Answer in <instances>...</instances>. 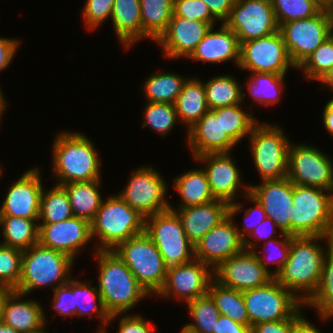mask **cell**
<instances>
[{
    "instance_id": "cell-58",
    "label": "cell",
    "mask_w": 333,
    "mask_h": 333,
    "mask_svg": "<svg viewBox=\"0 0 333 333\" xmlns=\"http://www.w3.org/2000/svg\"><path fill=\"white\" fill-rule=\"evenodd\" d=\"M300 310H302V307L294 313L293 333H322L315 325L302 316L303 314Z\"/></svg>"
},
{
    "instance_id": "cell-59",
    "label": "cell",
    "mask_w": 333,
    "mask_h": 333,
    "mask_svg": "<svg viewBox=\"0 0 333 333\" xmlns=\"http://www.w3.org/2000/svg\"><path fill=\"white\" fill-rule=\"evenodd\" d=\"M326 103L323 110V123L328 133L333 136V98Z\"/></svg>"
},
{
    "instance_id": "cell-11",
    "label": "cell",
    "mask_w": 333,
    "mask_h": 333,
    "mask_svg": "<svg viewBox=\"0 0 333 333\" xmlns=\"http://www.w3.org/2000/svg\"><path fill=\"white\" fill-rule=\"evenodd\" d=\"M249 325L290 318L304 303L275 279L268 284L243 291Z\"/></svg>"
},
{
    "instance_id": "cell-8",
    "label": "cell",
    "mask_w": 333,
    "mask_h": 333,
    "mask_svg": "<svg viewBox=\"0 0 333 333\" xmlns=\"http://www.w3.org/2000/svg\"><path fill=\"white\" fill-rule=\"evenodd\" d=\"M145 233L158 248L167 267L195 259V245L187 238L178 214L168 209L145 218Z\"/></svg>"
},
{
    "instance_id": "cell-60",
    "label": "cell",
    "mask_w": 333,
    "mask_h": 333,
    "mask_svg": "<svg viewBox=\"0 0 333 333\" xmlns=\"http://www.w3.org/2000/svg\"><path fill=\"white\" fill-rule=\"evenodd\" d=\"M9 288H0V323L3 322L4 306L7 296L12 292Z\"/></svg>"
},
{
    "instance_id": "cell-66",
    "label": "cell",
    "mask_w": 333,
    "mask_h": 333,
    "mask_svg": "<svg viewBox=\"0 0 333 333\" xmlns=\"http://www.w3.org/2000/svg\"><path fill=\"white\" fill-rule=\"evenodd\" d=\"M44 327L45 326H43L41 329H39V330H37L35 332H32V333H47L46 331H44L45 330Z\"/></svg>"
},
{
    "instance_id": "cell-6",
    "label": "cell",
    "mask_w": 333,
    "mask_h": 333,
    "mask_svg": "<svg viewBox=\"0 0 333 333\" xmlns=\"http://www.w3.org/2000/svg\"><path fill=\"white\" fill-rule=\"evenodd\" d=\"M73 263L74 259L69 255L37 243L23 250L21 276L15 291L25 296L48 285L55 290L71 279Z\"/></svg>"
},
{
    "instance_id": "cell-18",
    "label": "cell",
    "mask_w": 333,
    "mask_h": 333,
    "mask_svg": "<svg viewBox=\"0 0 333 333\" xmlns=\"http://www.w3.org/2000/svg\"><path fill=\"white\" fill-rule=\"evenodd\" d=\"M213 275L221 285L241 292L264 286L274 279L254 252L245 249L222 262L213 270Z\"/></svg>"
},
{
    "instance_id": "cell-45",
    "label": "cell",
    "mask_w": 333,
    "mask_h": 333,
    "mask_svg": "<svg viewBox=\"0 0 333 333\" xmlns=\"http://www.w3.org/2000/svg\"><path fill=\"white\" fill-rule=\"evenodd\" d=\"M23 251L0 244V288L15 290L18 287Z\"/></svg>"
},
{
    "instance_id": "cell-19",
    "label": "cell",
    "mask_w": 333,
    "mask_h": 333,
    "mask_svg": "<svg viewBox=\"0 0 333 333\" xmlns=\"http://www.w3.org/2000/svg\"><path fill=\"white\" fill-rule=\"evenodd\" d=\"M258 185H249V192L263 207L266 216L280 229V234L291 235L293 183L287 178L262 180Z\"/></svg>"
},
{
    "instance_id": "cell-21",
    "label": "cell",
    "mask_w": 333,
    "mask_h": 333,
    "mask_svg": "<svg viewBox=\"0 0 333 333\" xmlns=\"http://www.w3.org/2000/svg\"><path fill=\"white\" fill-rule=\"evenodd\" d=\"M41 178L38 167H33L12 183L5 193L0 216L39 219L40 198L44 188Z\"/></svg>"
},
{
    "instance_id": "cell-67",
    "label": "cell",
    "mask_w": 333,
    "mask_h": 333,
    "mask_svg": "<svg viewBox=\"0 0 333 333\" xmlns=\"http://www.w3.org/2000/svg\"><path fill=\"white\" fill-rule=\"evenodd\" d=\"M3 169L0 167V177L2 176Z\"/></svg>"
},
{
    "instance_id": "cell-52",
    "label": "cell",
    "mask_w": 333,
    "mask_h": 333,
    "mask_svg": "<svg viewBox=\"0 0 333 333\" xmlns=\"http://www.w3.org/2000/svg\"><path fill=\"white\" fill-rule=\"evenodd\" d=\"M280 231L277 225L268 217H266L259 225L254 228L250 234L243 240L244 249L248 251H253L258 243L255 240H270L275 237L274 231ZM251 237L252 240L249 238Z\"/></svg>"
},
{
    "instance_id": "cell-63",
    "label": "cell",
    "mask_w": 333,
    "mask_h": 333,
    "mask_svg": "<svg viewBox=\"0 0 333 333\" xmlns=\"http://www.w3.org/2000/svg\"><path fill=\"white\" fill-rule=\"evenodd\" d=\"M2 90L0 89V120L2 117L3 112L6 110L7 107V101L4 99V96L1 92Z\"/></svg>"
},
{
    "instance_id": "cell-64",
    "label": "cell",
    "mask_w": 333,
    "mask_h": 333,
    "mask_svg": "<svg viewBox=\"0 0 333 333\" xmlns=\"http://www.w3.org/2000/svg\"><path fill=\"white\" fill-rule=\"evenodd\" d=\"M325 7L333 8V0H318Z\"/></svg>"
},
{
    "instance_id": "cell-42",
    "label": "cell",
    "mask_w": 333,
    "mask_h": 333,
    "mask_svg": "<svg viewBox=\"0 0 333 333\" xmlns=\"http://www.w3.org/2000/svg\"><path fill=\"white\" fill-rule=\"evenodd\" d=\"M186 304L194 322L185 326L200 333H213L220 312L211 295L207 293Z\"/></svg>"
},
{
    "instance_id": "cell-55",
    "label": "cell",
    "mask_w": 333,
    "mask_h": 333,
    "mask_svg": "<svg viewBox=\"0 0 333 333\" xmlns=\"http://www.w3.org/2000/svg\"><path fill=\"white\" fill-rule=\"evenodd\" d=\"M20 40L0 37V71L6 69L19 46Z\"/></svg>"
},
{
    "instance_id": "cell-4",
    "label": "cell",
    "mask_w": 333,
    "mask_h": 333,
    "mask_svg": "<svg viewBox=\"0 0 333 333\" xmlns=\"http://www.w3.org/2000/svg\"><path fill=\"white\" fill-rule=\"evenodd\" d=\"M333 193L293 184L291 236L333 237Z\"/></svg>"
},
{
    "instance_id": "cell-49",
    "label": "cell",
    "mask_w": 333,
    "mask_h": 333,
    "mask_svg": "<svg viewBox=\"0 0 333 333\" xmlns=\"http://www.w3.org/2000/svg\"><path fill=\"white\" fill-rule=\"evenodd\" d=\"M114 0H86L82 16L88 30L101 25L112 15Z\"/></svg>"
},
{
    "instance_id": "cell-32",
    "label": "cell",
    "mask_w": 333,
    "mask_h": 333,
    "mask_svg": "<svg viewBox=\"0 0 333 333\" xmlns=\"http://www.w3.org/2000/svg\"><path fill=\"white\" fill-rule=\"evenodd\" d=\"M39 219H29L15 216H0L2 235L0 243L8 247L26 250L38 243Z\"/></svg>"
},
{
    "instance_id": "cell-65",
    "label": "cell",
    "mask_w": 333,
    "mask_h": 333,
    "mask_svg": "<svg viewBox=\"0 0 333 333\" xmlns=\"http://www.w3.org/2000/svg\"><path fill=\"white\" fill-rule=\"evenodd\" d=\"M180 333H200V332H197V331H194L190 328H187L185 325L182 327Z\"/></svg>"
},
{
    "instance_id": "cell-5",
    "label": "cell",
    "mask_w": 333,
    "mask_h": 333,
    "mask_svg": "<svg viewBox=\"0 0 333 333\" xmlns=\"http://www.w3.org/2000/svg\"><path fill=\"white\" fill-rule=\"evenodd\" d=\"M103 200L91 222L92 239L99 238L97 251H113L120 243L145 232V217L118 194Z\"/></svg>"
},
{
    "instance_id": "cell-54",
    "label": "cell",
    "mask_w": 333,
    "mask_h": 333,
    "mask_svg": "<svg viewBox=\"0 0 333 333\" xmlns=\"http://www.w3.org/2000/svg\"><path fill=\"white\" fill-rule=\"evenodd\" d=\"M293 327L294 314L288 319L255 324L251 327V333H293Z\"/></svg>"
},
{
    "instance_id": "cell-23",
    "label": "cell",
    "mask_w": 333,
    "mask_h": 333,
    "mask_svg": "<svg viewBox=\"0 0 333 333\" xmlns=\"http://www.w3.org/2000/svg\"><path fill=\"white\" fill-rule=\"evenodd\" d=\"M229 153H207L194 159L206 163L203 168L215 199L228 204L235 202L241 187V174Z\"/></svg>"
},
{
    "instance_id": "cell-22",
    "label": "cell",
    "mask_w": 333,
    "mask_h": 333,
    "mask_svg": "<svg viewBox=\"0 0 333 333\" xmlns=\"http://www.w3.org/2000/svg\"><path fill=\"white\" fill-rule=\"evenodd\" d=\"M212 26L209 23L172 16L165 32L156 41L163 56L188 58Z\"/></svg>"
},
{
    "instance_id": "cell-15",
    "label": "cell",
    "mask_w": 333,
    "mask_h": 333,
    "mask_svg": "<svg viewBox=\"0 0 333 333\" xmlns=\"http://www.w3.org/2000/svg\"><path fill=\"white\" fill-rule=\"evenodd\" d=\"M240 69L257 73L286 74L295 68L280 31L240 44Z\"/></svg>"
},
{
    "instance_id": "cell-30",
    "label": "cell",
    "mask_w": 333,
    "mask_h": 333,
    "mask_svg": "<svg viewBox=\"0 0 333 333\" xmlns=\"http://www.w3.org/2000/svg\"><path fill=\"white\" fill-rule=\"evenodd\" d=\"M101 180L72 182L61 185L67 192L73 215L90 223L101 207L103 198L99 192Z\"/></svg>"
},
{
    "instance_id": "cell-24",
    "label": "cell",
    "mask_w": 333,
    "mask_h": 333,
    "mask_svg": "<svg viewBox=\"0 0 333 333\" xmlns=\"http://www.w3.org/2000/svg\"><path fill=\"white\" fill-rule=\"evenodd\" d=\"M187 132L188 147L194 158L207 153H229L236 145L222 130L221 115L212 109Z\"/></svg>"
},
{
    "instance_id": "cell-2",
    "label": "cell",
    "mask_w": 333,
    "mask_h": 333,
    "mask_svg": "<svg viewBox=\"0 0 333 333\" xmlns=\"http://www.w3.org/2000/svg\"><path fill=\"white\" fill-rule=\"evenodd\" d=\"M95 252L99 264L97 289L110 314L111 324V321L133 309L149 294L114 251Z\"/></svg>"
},
{
    "instance_id": "cell-61",
    "label": "cell",
    "mask_w": 333,
    "mask_h": 333,
    "mask_svg": "<svg viewBox=\"0 0 333 333\" xmlns=\"http://www.w3.org/2000/svg\"><path fill=\"white\" fill-rule=\"evenodd\" d=\"M318 81H320L321 83L325 84L326 87L331 88V90H333V66L328 71H326Z\"/></svg>"
},
{
    "instance_id": "cell-16",
    "label": "cell",
    "mask_w": 333,
    "mask_h": 333,
    "mask_svg": "<svg viewBox=\"0 0 333 333\" xmlns=\"http://www.w3.org/2000/svg\"><path fill=\"white\" fill-rule=\"evenodd\" d=\"M223 23L236 34L239 44L279 30L271 0H235Z\"/></svg>"
},
{
    "instance_id": "cell-48",
    "label": "cell",
    "mask_w": 333,
    "mask_h": 333,
    "mask_svg": "<svg viewBox=\"0 0 333 333\" xmlns=\"http://www.w3.org/2000/svg\"><path fill=\"white\" fill-rule=\"evenodd\" d=\"M173 16L206 22L212 27L217 20L202 0H174Z\"/></svg>"
},
{
    "instance_id": "cell-14",
    "label": "cell",
    "mask_w": 333,
    "mask_h": 333,
    "mask_svg": "<svg viewBox=\"0 0 333 333\" xmlns=\"http://www.w3.org/2000/svg\"><path fill=\"white\" fill-rule=\"evenodd\" d=\"M164 180L153 167H141L132 173L128 185L118 195L146 218L170 209Z\"/></svg>"
},
{
    "instance_id": "cell-44",
    "label": "cell",
    "mask_w": 333,
    "mask_h": 333,
    "mask_svg": "<svg viewBox=\"0 0 333 333\" xmlns=\"http://www.w3.org/2000/svg\"><path fill=\"white\" fill-rule=\"evenodd\" d=\"M144 122L142 127L149 126L162 136L166 135L178 122V116L174 104L162 102H147L145 105Z\"/></svg>"
},
{
    "instance_id": "cell-31",
    "label": "cell",
    "mask_w": 333,
    "mask_h": 333,
    "mask_svg": "<svg viewBox=\"0 0 333 333\" xmlns=\"http://www.w3.org/2000/svg\"><path fill=\"white\" fill-rule=\"evenodd\" d=\"M173 186L182 200L180 208L202 205L216 200L212 195L203 168L189 170L173 180Z\"/></svg>"
},
{
    "instance_id": "cell-53",
    "label": "cell",
    "mask_w": 333,
    "mask_h": 333,
    "mask_svg": "<svg viewBox=\"0 0 333 333\" xmlns=\"http://www.w3.org/2000/svg\"><path fill=\"white\" fill-rule=\"evenodd\" d=\"M118 321V333H153L156 328L140 314H124Z\"/></svg>"
},
{
    "instance_id": "cell-29",
    "label": "cell",
    "mask_w": 333,
    "mask_h": 333,
    "mask_svg": "<svg viewBox=\"0 0 333 333\" xmlns=\"http://www.w3.org/2000/svg\"><path fill=\"white\" fill-rule=\"evenodd\" d=\"M174 105L178 119L191 128L209 110L204 83L198 78H188Z\"/></svg>"
},
{
    "instance_id": "cell-27",
    "label": "cell",
    "mask_w": 333,
    "mask_h": 333,
    "mask_svg": "<svg viewBox=\"0 0 333 333\" xmlns=\"http://www.w3.org/2000/svg\"><path fill=\"white\" fill-rule=\"evenodd\" d=\"M23 293L13 290L6 298L3 323L20 333H32L46 326L45 312L38 301L20 300ZM20 300V301H19Z\"/></svg>"
},
{
    "instance_id": "cell-28",
    "label": "cell",
    "mask_w": 333,
    "mask_h": 333,
    "mask_svg": "<svg viewBox=\"0 0 333 333\" xmlns=\"http://www.w3.org/2000/svg\"><path fill=\"white\" fill-rule=\"evenodd\" d=\"M111 20L116 36L126 49L143 39L140 0H114Z\"/></svg>"
},
{
    "instance_id": "cell-47",
    "label": "cell",
    "mask_w": 333,
    "mask_h": 333,
    "mask_svg": "<svg viewBox=\"0 0 333 333\" xmlns=\"http://www.w3.org/2000/svg\"><path fill=\"white\" fill-rule=\"evenodd\" d=\"M283 239H270L268 241H265L264 243V248L260 251H263L266 249L265 247L268 248V246L273 247L275 250V253L272 251L263 254V257L260 255L261 253H258L256 249L253 250L255 256L259 259L260 264L273 276L275 277L280 270L282 269L283 265L285 262L288 260L289 256V250L291 246V238L292 236L290 234H281L280 235ZM277 249H276V248ZM268 250V249H266ZM273 250V249H272ZM278 251V252H277ZM275 256V257H274ZM265 259V260H264ZM268 263L270 264H277L275 271L271 272L269 271L270 269L268 268Z\"/></svg>"
},
{
    "instance_id": "cell-36",
    "label": "cell",
    "mask_w": 333,
    "mask_h": 333,
    "mask_svg": "<svg viewBox=\"0 0 333 333\" xmlns=\"http://www.w3.org/2000/svg\"><path fill=\"white\" fill-rule=\"evenodd\" d=\"M208 293L215 301L220 315L229 317L240 324L249 325V317L241 291L221 285L213 278L209 284Z\"/></svg>"
},
{
    "instance_id": "cell-1",
    "label": "cell",
    "mask_w": 333,
    "mask_h": 333,
    "mask_svg": "<svg viewBox=\"0 0 333 333\" xmlns=\"http://www.w3.org/2000/svg\"><path fill=\"white\" fill-rule=\"evenodd\" d=\"M324 236H292L288 260L274 279L305 303L317 290L322 274L324 250L318 240ZM303 291V292H302ZM302 293L301 295L297 293Z\"/></svg>"
},
{
    "instance_id": "cell-51",
    "label": "cell",
    "mask_w": 333,
    "mask_h": 333,
    "mask_svg": "<svg viewBox=\"0 0 333 333\" xmlns=\"http://www.w3.org/2000/svg\"><path fill=\"white\" fill-rule=\"evenodd\" d=\"M52 306L57 314L66 316H76V306L74 305V294L71 288L64 284L58 286L54 291Z\"/></svg>"
},
{
    "instance_id": "cell-41",
    "label": "cell",
    "mask_w": 333,
    "mask_h": 333,
    "mask_svg": "<svg viewBox=\"0 0 333 333\" xmlns=\"http://www.w3.org/2000/svg\"><path fill=\"white\" fill-rule=\"evenodd\" d=\"M286 74L252 72L247 82V90L254 102L269 105L280 100Z\"/></svg>"
},
{
    "instance_id": "cell-57",
    "label": "cell",
    "mask_w": 333,
    "mask_h": 333,
    "mask_svg": "<svg viewBox=\"0 0 333 333\" xmlns=\"http://www.w3.org/2000/svg\"><path fill=\"white\" fill-rule=\"evenodd\" d=\"M207 4L212 15L217 21L223 23L230 15L231 9L234 6L235 0H202Z\"/></svg>"
},
{
    "instance_id": "cell-38",
    "label": "cell",
    "mask_w": 333,
    "mask_h": 333,
    "mask_svg": "<svg viewBox=\"0 0 333 333\" xmlns=\"http://www.w3.org/2000/svg\"><path fill=\"white\" fill-rule=\"evenodd\" d=\"M187 79L188 77H182L172 72H159L150 75L143 84L146 101L175 104Z\"/></svg>"
},
{
    "instance_id": "cell-56",
    "label": "cell",
    "mask_w": 333,
    "mask_h": 333,
    "mask_svg": "<svg viewBox=\"0 0 333 333\" xmlns=\"http://www.w3.org/2000/svg\"><path fill=\"white\" fill-rule=\"evenodd\" d=\"M213 333H251V326L240 324L229 317L220 315Z\"/></svg>"
},
{
    "instance_id": "cell-7",
    "label": "cell",
    "mask_w": 333,
    "mask_h": 333,
    "mask_svg": "<svg viewBox=\"0 0 333 333\" xmlns=\"http://www.w3.org/2000/svg\"><path fill=\"white\" fill-rule=\"evenodd\" d=\"M113 251L149 295L159 293L165 284L168 267L145 232L120 243Z\"/></svg>"
},
{
    "instance_id": "cell-40",
    "label": "cell",
    "mask_w": 333,
    "mask_h": 333,
    "mask_svg": "<svg viewBox=\"0 0 333 333\" xmlns=\"http://www.w3.org/2000/svg\"><path fill=\"white\" fill-rule=\"evenodd\" d=\"M66 190L61 185L42 190L39 220L41 223H57L73 217Z\"/></svg>"
},
{
    "instance_id": "cell-34",
    "label": "cell",
    "mask_w": 333,
    "mask_h": 333,
    "mask_svg": "<svg viewBox=\"0 0 333 333\" xmlns=\"http://www.w3.org/2000/svg\"><path fill=\"white\" fill-rule=\"evenodd\" d=\"M326 256L322 266L319 286L315 293L304 303L314 307L321 320L333 316V239H327Z\"/></svg>"
},
{
    "instance_id": "cell-10",
    "label": "cell",
    "mask_w": 333,
    "mask_h": 333,
    "mask_svg": "<svg viewBox=\"0 0 333 333\" xmlns=\"http://www.w3.org/2000/svg\"><path fill=\"white\" fill-rule=\"evenodd\" d=\"M251 155L261 180L287 177L290 141L276 125L258 122L248 136Z\"/></svg>"
},
{
    "instance_id": "cell-3",
    "label": "cell",
    "mask_w": 333,
    "mask_h": 333,
    "mask_svg": "<svg viewBox=\"0 0 333 333\" xmlns=\"http://www.w3.org/2000/svg\"><path fill=\"white\" fill-rule=\"evenodd\" d=\"M93 143L80 132L57 134L52 147L56 185L101 180V159Z\"/></svg>"
},
{
    "instance_id": "cell-35",
    "label": "cell",
    "mask_w": 333,
    "mask_h": 333,
    "mask_svg": "<svg viewBox=\"0 0 333 333\" xmlns=\"http://www.w3.org/2000/svg\"><path fill=\"white\" fill-rule=\"evenodd\" d=\"M70 279L66 284L71 288L74 294V305L76 306V315L82 317L85 315H95L102 320L103 326L98 331H105L104 327L109 324L110 314L106 311L101 295L97 287H91V283ZM105 325V326H104Z\"/></svg>"
},
{
    "instance_id": "cell-39",
    "label": "cell",
    "mask_w": 333,
    "mask_h": 333,
    "mask_svg": "<svg viewBox=\"0 0 333 333\" xmlns=\"http://www.w3.org/2000/svg\"><path fill=\"white\" fill-rule=\"evenodd\" d=\"M240 105L212 109L216 115H221L222 130L235 144L250 135L258 123V120L249 114L248 110L244 111Z\"/></svg>"
},
{
    "instance_id": "cell-13",
    "label": "cell",
    "mask_w": 333,
    "mask_h": 333,
    "mask_svg": "<svg viewBox=\"0 0 333 333\" xmlns=\"http://www.w3.org/2000/svg\"><path fill=\"white\" fill-rule=\"evenodd\" d=\"M242 206L239 202L228 205V216L195 244V259L214 270L226 259L244 250L243 239L239 236L233 220L242 210Z\"/></svg>"
},
{
    "instance_id": "cell-25",
    "label": "cell",
    "mask_w": 333,
    "mask_h": 333,
    "mask_svg": "<svg viewBox=\"0 0 333 333\" xmlns=\"http://www.w3.org/2000/svg\"><path fill=\"white\" fill-rule=\"evenodd\" d=\"M228 203L222 200L194 205L176 210L170 204L182 223L187 238L195 245L214 226L218 225L228 216Z\"/></svg>"
},
{
    "instance_id": "cell-20",
    "label": "cell",
    "mask_w": 333,
    "mask_h": 333,
    "mask_svg": "<svg viewBox=\"0 0 333 333\" xmlns=\"http://www.w3.org/2000/svg\"><path fill=\"white\" fill-rule=\"evenodd\" d=\"M38 243L47 248L69 255L75 260L76 254L90 242L91 223L73 216L57 223H38Z\"/></svg>"
},
{
    "instance_id": "cell-46",
    "label": "cell",
    "mask_w": 333,
    "mask_h": 333,
    "mask_svg": "<svg viewBox=\"0 0 333 333\" xmlns=\"http://www.w3.org/2000/svg\"><path fill=\"white\" fill-rule=\"evenodd\" d=\"M333 66V34L329 36L312 54L297 68L304 70L307 80H319Z\"/></svg>"
},
{
    "instance_id": "cell-68",
    "label": "cell",
    "mask_w": 333,
    "mask_h": 333,
    "mask_svg": "<svg viewBox=\"0 0 333 333\" xmlns=\"http://www.w3.org/2000/svg\"><path fill=\"white\" fill-rule=\"evenodd\" d=\"M97 333H106V331H97Z\"/></svg>"
},
{
    "instance_id": "cell-17",
    "label": "cell",
    "mask_w": 333,
    "mask_h": 333,
    "mask_svg": "<svg viewBox=\"0 0 333 333\" xmlns=\"http://www.w3.org/2000/svg\"><path fill=\"white\" fill-rule=\"evenodd\" d=\"M214 278L213 270L200 260L167 268L166 281L157 294L164 298L171 295L188 303L208 293V287Z\"/></svg>"
},
{
    "instance_id": "cell-37",
    "label": "cell",
    "mask_w": 333,
    "mask_h": 333,
    "mask_svg": "<svg viewBox=\"0 0 333 333\" xmlns=\"http://www.w3.org/2000/svg\"><path fill=\"white\" fill-rule=\"evenodd\" d=\"M203 83L209 109L238 105L244 101V92L233 75L212 77Z\"/></svg>"
},
{
    "instance_id": "cell-50",
    "label": "cell",
    "mask_w": 333,
    "mask_h": 333,
    "mask_svg": "<svg viewBox=\"0 0 333 333\" xmlns=\"http://www.w3.org/2000/svg\"><path fill=\"white\" fill-rule=\"evenodd\" d=\"M243 188L245 189V195H246V198L251 200L253 203H255V207L254 208H248L244 217L245 219V222L244 223V228L243 229H240L237 225H236V228H237V231L239 233V236L244 240L249 234L250 232L256 228L257 225H259L267 216H266V213L263 209V207L261 206L260 202L254 198V196L249 192L250 190V187L249 185H243ZM249 219V220H248ZM251 219V221H250ZM239 228V229H238Z\"/></svg>"
},
{
    "instance_id": "cell-12",
    "label": "cell",
    "mask_w": 333,
    "mask_h": 333,
    "mask_svg": "<svg viewBox=\"0 0 333 333\" xmlns=\"http://www.w3.org/2000/svg\"><path fill=\"white\" fill-rule=\"evenodd\" d=\"M287 178L296 185L333 192V160L316 147L290 144Z\"/></svg>"
},
{
    "instance_id": "cell-62",
    "label": "cell",
    "mask_w": 333,
    "mask_h": 333,
    "mask_svg": "<svg viewBox=\"0 0 333 333\" xmlns=\"http://www.w3.org/2000/svg\"><path fill=\"white\" fill-rule=\"evenodd\" d=\"M0 333H20V332H17L15 329L2 322L0 323Z\"/></svg>"
},
{
    "instance_id": "cell-43",
    "label": "cell",
    "mask_w": 333,
    "mask_h": 333,
    "mask_svg": "<svg viewBox=\"0 0 333 333\" xmlns=\"http://www.w3.org/2000/svg\"><path fill=\"white\" fill-rule=\"evenodd\" d=\"M278 26L317 15L325 6L318 0H271Z\"/></svg>"
},
{
    "instance_id": "cell-26",
    "label": "cell",
    "mask_w": 333,
    "mask_h": 333,
    "mask_svg": "<svg viewBox=\"0 0 333 333\" xmlns=\"http://www.w3.org/2000/svg\"><path fill=\"white\" fill-rule=\"evenodd\" d=\"M189 58L213 64L232 59L238 68L240 61V44L238 38L224 23L221 24V27L217 31L211 27Z\"/></svg>"
},
{
    "instance_id": "cell-33",
    "label": "cell",
    "mask_w": 333,
    "mask_h": 333,
    "mask_svg": "<svg viewBox=\"0 0 333 333\" xmlns=\"http://www.w3.org/2000/svg\"><path fill=\"white\" fill-rule=\"evenodd\" d=\"M174 0H140L143 38L157 41L173 16Z\"/></svg>"
},
{
    "instance_id": "cell-9",
    "label": "cell",
    "mask_w": 333,
    "mask_h": 333,
    "mask_svg": "<svg viewBox=\"0 0 333 333\" xmlns=\"http://www.w3.org/2000/svg\"><path fill=\"white\" fill-rule=\"evenodd\" d=\"M289 58L297 69L333 34V10L324 7L317 15L279 26Z\"/></svg>"
}]
</instances>
